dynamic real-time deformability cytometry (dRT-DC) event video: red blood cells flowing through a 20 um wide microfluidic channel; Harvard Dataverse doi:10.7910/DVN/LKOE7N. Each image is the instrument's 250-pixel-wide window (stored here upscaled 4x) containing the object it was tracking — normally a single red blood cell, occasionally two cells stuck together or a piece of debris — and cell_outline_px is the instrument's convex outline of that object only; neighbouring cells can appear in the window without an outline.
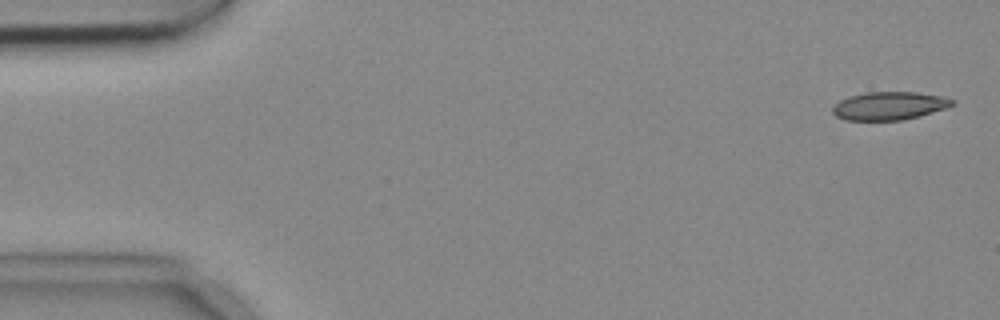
{"species": "common noctule bat (a hibernating species)", "species_latin": "Nyctalus noctula", "temperature_condition": "cold", "stored_images_in_passage": 8, "camera_frame_rate_fps": 3000, "um_per_image_px": 0.085, "animal": {"sex": "female", "body_mass_g": 18.4}, "frame": {"image": 1, "passage_image": 1, "time_ms": 0.0, "image_size_px": [1000, 320], "cell_outline_px": [[956, 104], [920, 116], [904, 120], [844, 120], [836, 116], [832, 112], [832, 108], [840, 100], [848, 96], [868, 92], [916, 92], [944, 96], [956, 100]], "centroid_in_image_um": [75.61, 8.99], "position_along_channel_um": 9.4, "area_um2": 19.71}}
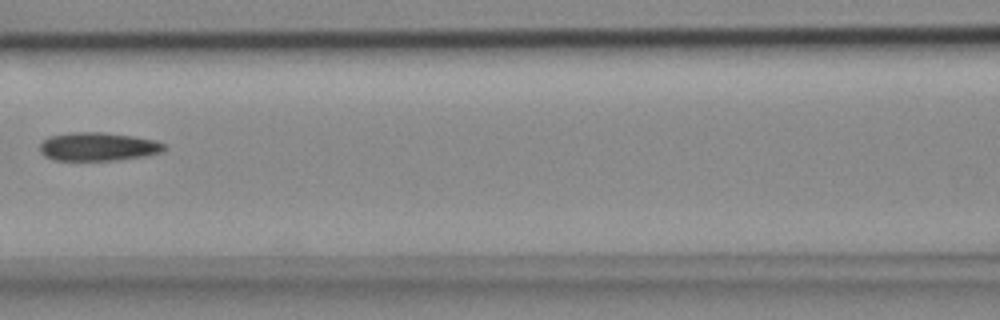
{"frame": {"image": 2, "passage_image": 7, "time_ms": 2.0, "image_size_px": [1000, 320], "cell_outline_px": [[164, 148], [160, 152], [140, 156], [116, 160], [52, 160], [44, 156], [40, 152], [40, 144], [48, 136], [72, 132], [104, 132], [132, 136], [156, 140], [164, 144]], "centroid_in_image_um": [8.26, 12.45], "position_along_channel_um": 158.3, "area_um2": 20.46}}
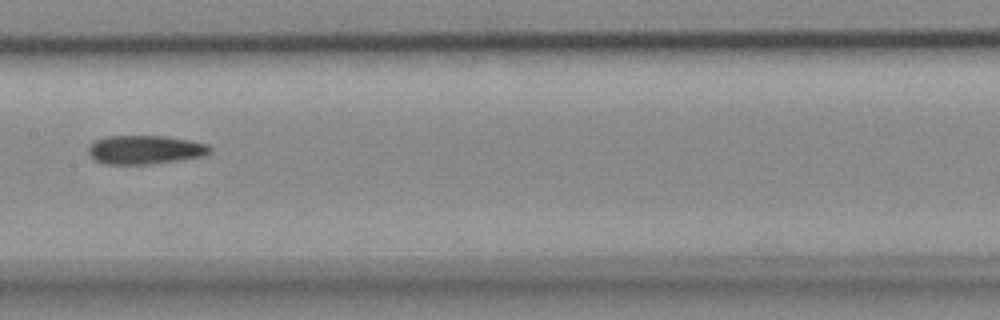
{"frame": {"image": 3, "passage_image": 8, "time_ms": 2.333, "image_size_px": [1000, 320], "cell_outline_px": [[212, 152], [200, 156], [180, 160], [152, 164], [104, 164], [96, 160], [88, 152], [88, 144], [104, 136], [164, 136], [188, 140], [208, 144], [212, 148]], "centroid_in_image_um": [12.32, 12.72], "position_along_channel_um": 195.1, "area_um2": 20.4}}